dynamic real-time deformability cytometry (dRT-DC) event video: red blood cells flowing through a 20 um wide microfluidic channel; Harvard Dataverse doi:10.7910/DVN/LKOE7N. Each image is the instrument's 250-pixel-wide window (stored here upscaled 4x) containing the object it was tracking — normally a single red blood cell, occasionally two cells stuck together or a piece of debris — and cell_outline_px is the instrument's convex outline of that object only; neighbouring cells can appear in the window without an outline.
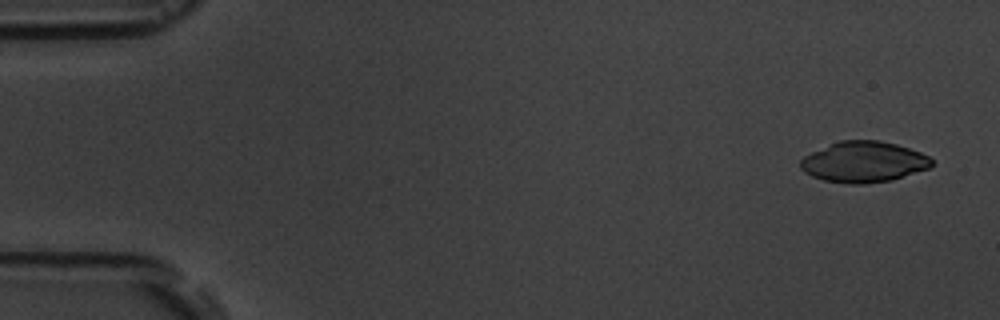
{"species": "common noctule bat (a hibernating species)", "species_latin": "Nyctalus noctula", "temperature_condition": "room temperature", "stored_images_in_passage": 5, "camera_frame_rate_fps": 3000, "um_per_image_px": 0.085, "animal": {"sex": "male", "body_mass_g": 19.5, "forearm_length_mm": 54.6}, "frame": {"image": 1, "passage_image": 1, "time_ms": 0.0, "image_size_px": [1000, 320], "cell_outline_px": [[932, 164], [928, 168], [892, 180], [864, 184], [848, 184], [824, 180], [812, 176], [804, 172], [800, 168], [800, 160], [804, 156], [812, 152], [840, 140], [880, 140], [896, 144], [920, 152], [928, 156], [932, 160]], "centroid_in_image_um": [73.39, 13.77], "position_along_channel_um": 11.6, "area_um2": 31.1}}